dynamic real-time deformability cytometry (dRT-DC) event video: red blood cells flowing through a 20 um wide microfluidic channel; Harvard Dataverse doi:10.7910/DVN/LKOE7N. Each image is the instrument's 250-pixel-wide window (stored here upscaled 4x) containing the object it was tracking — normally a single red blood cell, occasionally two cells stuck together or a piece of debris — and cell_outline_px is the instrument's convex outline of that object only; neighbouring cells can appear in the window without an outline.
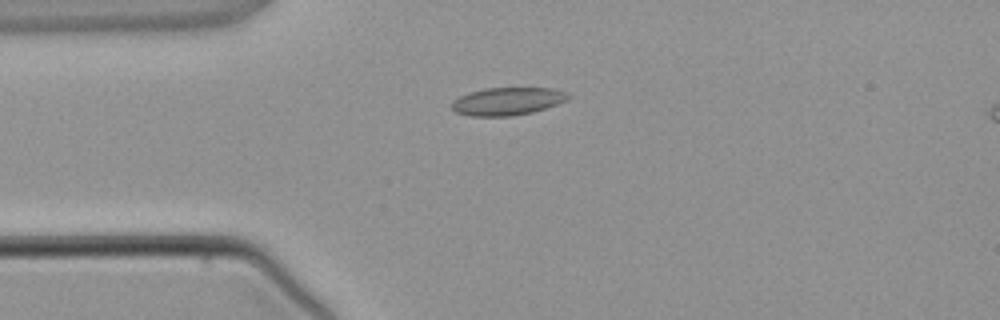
{"species": "common noctule bat (a hibernating species)", "species_latin": "Nyctalus noctula", "temperature_condition": "warm", "stored_images_in_passage": 1, "camera_frame_rate_fps": 3000, "um_per_image_px": 0.085, "animal": {"sex": "male", "body_mass_g": 21.5, "forearm_length_mm": 52.0}, "frame": {"image": 1, "passage_image": 1, "time_ms": 0.0, "image_size_px": [1000, 320], "cell_outline_px": [[572, 96], [556, 104], [532, 112], [512, 116], [472, 116], [456, 112], [452, 108], [452, 100], [468, 92], [488, 88], [552, 88], [564, 92]], "centroid_in_image_um": [43.09, 8.61], "position_along_channel_um": 41.9, "area_um2": 18.61}}